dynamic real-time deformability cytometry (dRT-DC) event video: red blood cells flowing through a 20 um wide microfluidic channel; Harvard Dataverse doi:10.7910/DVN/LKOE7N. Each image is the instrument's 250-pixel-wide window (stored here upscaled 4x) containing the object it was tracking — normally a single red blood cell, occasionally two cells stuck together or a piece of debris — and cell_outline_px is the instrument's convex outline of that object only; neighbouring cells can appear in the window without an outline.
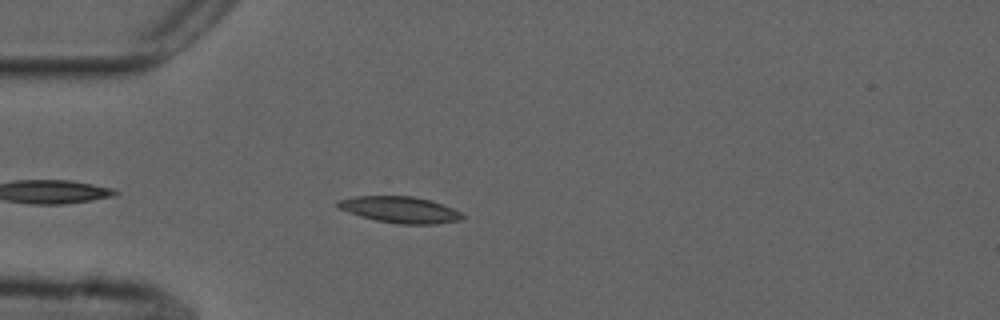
{"species": "common noctule bat (a hibernating species)", "species_latin": "Nyctalus noctula", "temperature_condition": "cold", "stored_images_in_passage": 42, "camera_frame_rate_fps": 3000, "um_per_image_px": 0.085, "animal": {"sex": "male", "forearm_length_mm": 52.5}, "frame": {"image": 1, "passage_image": 5, "time_ms": 1.333, "image_size_px": [1000, 320], "cell_outline_px": [[464, 216], [460, 220], [436, 224], [400, 224], [376, 220], [360, 216], [348, 212], [340, 208], [336, 204], [340, 200], [356, 196], [412, 196], [428, 200], [452, 208], [460, 212]], "centroid_in_image_um": [34.0, 17.83], "position_along_channel_um": 51.0, "area_um2": 18.79}}
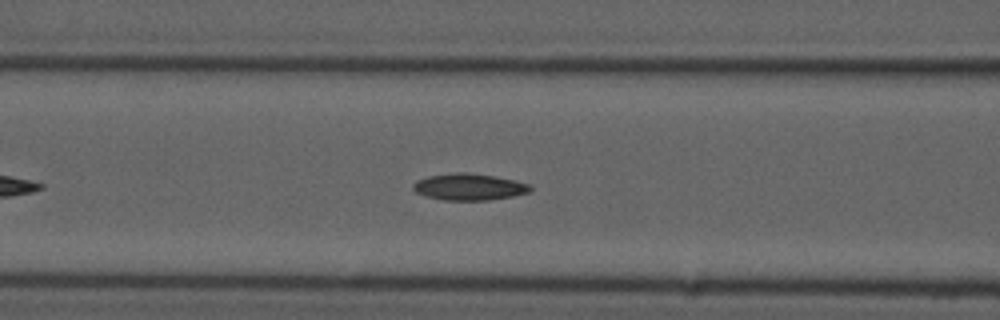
{"frame": {"image": 2, "passage_image": 12, "time_ms": 3.667, "image_size_px": [1000, 320], "cell_outline_px": [[532, 192], [512, 196], [488, 200], [444, 200], [424, 196], [416, 192], [412, 188], [412, 184], [416, 180], [428, 176], [452, 172], [468, 172], [496, 176], [516, 180], [532, 184]], "centroid_in_image_um": [39.89, 15.87], "position_along_channel_um": 126.7, "area_um2": 18.55}}
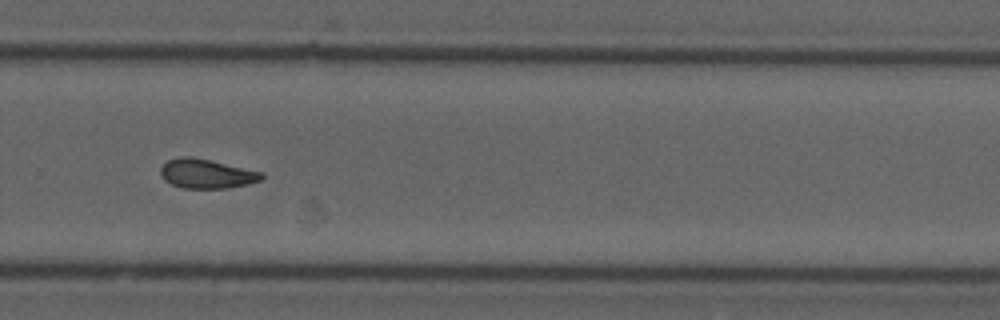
{"frame": {"image": 3, "passage_image": 27, "time_ms": 8.667, "image_size_px": [1000, 320], "cell_outline_px": [[264, 176], [260, 180], [248, 184], [224, 188], [184, 188], [172, 184], [164, 180], [160, 172], [160, 168], [168, 160], [180, 156], [192, 156], [212, 160], [264, 172]], "centroid_in_image_um": [17.56, 14.75], "position_along_channel_um": 312.2, "area_um2": 17.34}, "authors_computed_cell_mechanics": {"area_um2": 17.3978, "velocity_mm_per_s": 3.7206, "shape_relaxation_time_tau1_ms": null, "shape_relaxation_time_tau2_ms": 8.6848, "deformation_change_tau1": null, "deformation_change_tau2": 0.167}}